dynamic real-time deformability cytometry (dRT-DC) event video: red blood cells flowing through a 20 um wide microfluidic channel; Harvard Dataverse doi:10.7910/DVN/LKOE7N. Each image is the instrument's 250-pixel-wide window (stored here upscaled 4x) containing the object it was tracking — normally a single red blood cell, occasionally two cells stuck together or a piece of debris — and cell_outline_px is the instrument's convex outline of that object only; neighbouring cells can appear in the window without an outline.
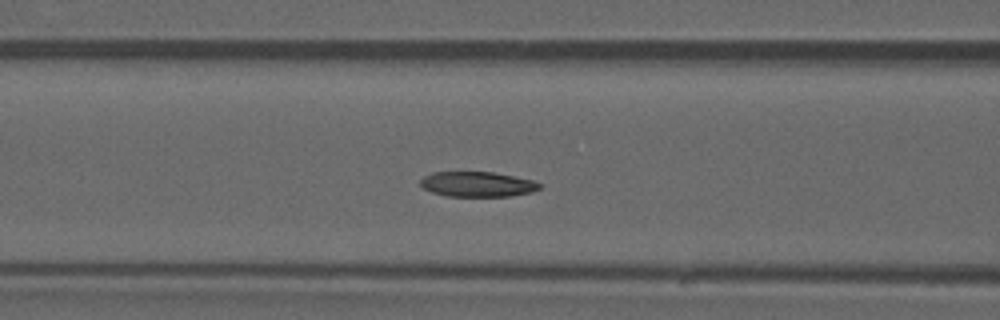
{"species": "common noctule bat (a hibernating species)", "species_latin": "Nyctalus noctula", "temperature_condition": "warm", "stored_images_in_passage": 40, "camera_frame_rate_fps": 3000, "um_per_image_px": 0.085, "animal": {"sex": "male", "forearm_length_mm": 52.5}, "frame": {"image": 1, "passage_image": 12, "time_ms": 3.667, "image_size_px": [1000, 320], "cell_outline_px": [[544, 184], [540, 188], [532, 192], [508, 196], [448, 196], [432, 192], [424, 188], [420, 184], [420, 180], [424, 176], [432, 172], [492, 172], [532, 180]], "centroid_in_image_um": [40.58, 15.66], "position_along_channel_um": 126.0, "area_um2": 17.34}}